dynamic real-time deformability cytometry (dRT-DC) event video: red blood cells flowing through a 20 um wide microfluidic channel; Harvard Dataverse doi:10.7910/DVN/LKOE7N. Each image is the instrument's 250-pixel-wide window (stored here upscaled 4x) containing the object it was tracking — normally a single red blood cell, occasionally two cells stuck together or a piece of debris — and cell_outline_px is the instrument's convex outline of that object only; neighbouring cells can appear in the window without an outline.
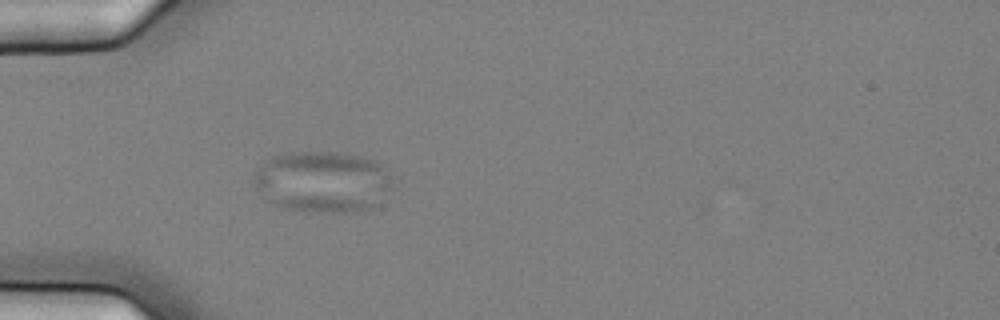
{"species": "common noctule bat (a hibernating species)", "species_latin": "Nyctalus noctula", "temperature_condition": "cold", "stored_images_in_passage": 2, "camera_frame_rate_fps": 3000, "um_per_image_px": 0.085, "animal": {"sex": "female", "body_mass_g": 25.1}, "frame": {"image": 1, "passage_image": 2, "time_ms": 0.333, "image_size_px": [1000, 320], "cell_outline_px": [[380, 168], [372, 204], [368, 208], [356, 212], [316, 212], [288, 208], [264, 200], [252, 184], [252, 180], [260, 168], [272, 156], [292, 152], [340, 152], [360, 156], [372, 160], [380, 164]], "centroid_in_image_um": [27.08, 15.43], "position_along_channel_um": 57.9, "area_um2": 46.3}}